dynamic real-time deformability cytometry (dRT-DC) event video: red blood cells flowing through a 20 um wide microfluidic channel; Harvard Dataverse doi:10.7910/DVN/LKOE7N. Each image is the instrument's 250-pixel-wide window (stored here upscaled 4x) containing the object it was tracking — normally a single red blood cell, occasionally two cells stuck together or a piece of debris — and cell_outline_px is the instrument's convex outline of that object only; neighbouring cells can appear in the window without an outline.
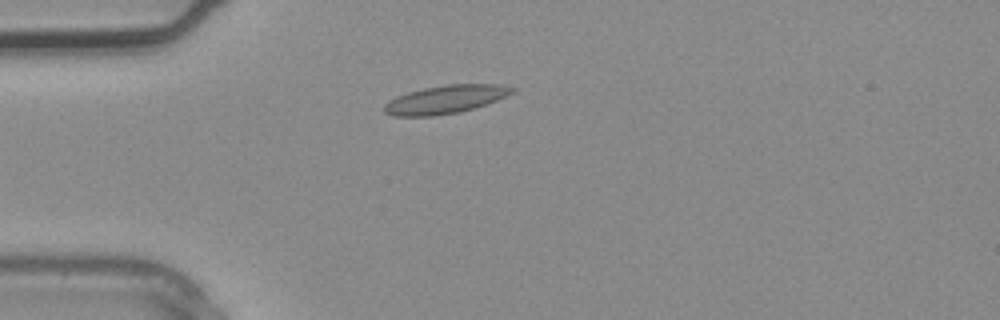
{"species": "common noctule bat (a hibernating species)", "species_latin": "Nyctalus noctula", "temperature_condition": "warm", "stored_images_in_passage": 2, "camera_frame_rate_fps": 3000, "um_per_image_px": 0.085, "animal": {"sex": "male", "body_mass_g": 20.4}, "frame": {"image": 1, "passage_image": 2, "time_ms": 0.333, "image_size_px": [1000, 320], "cell_outline_px": [[516, 92], [496, 100], [460, 112], [432, 116], [392, 116], [384, 112], [384, 104], [388, 100], [396, 96], [408, 92], [424, 88], [448, 84], [500, 84], [516, 88]], "centroid_in_image_um": [37.85, 8.44], "position_along_channel_um": 47.2, "area_um2": 21.04}}